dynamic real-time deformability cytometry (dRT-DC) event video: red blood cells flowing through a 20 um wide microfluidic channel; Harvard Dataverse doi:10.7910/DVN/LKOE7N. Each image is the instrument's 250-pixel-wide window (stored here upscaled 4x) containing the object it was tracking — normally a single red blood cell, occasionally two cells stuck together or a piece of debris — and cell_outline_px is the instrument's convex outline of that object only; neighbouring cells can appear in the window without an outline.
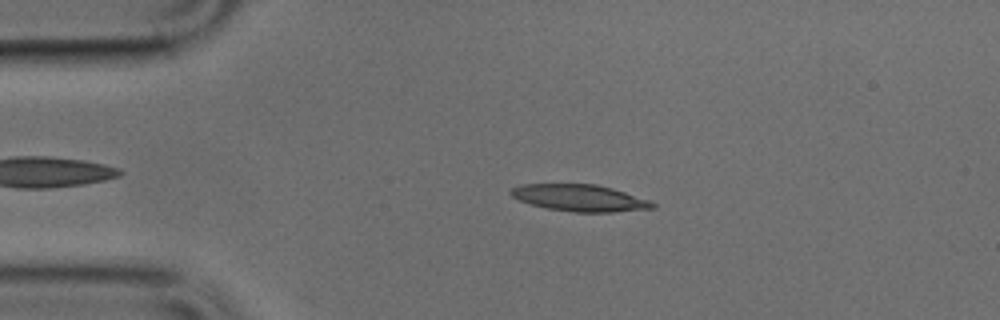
{"species": "common noctule bat (a hibernating species)", "species_latin": "Nyctalus noctula", "temperature_condition": "cold", "stored_images_in_passage": 47, "camera_frame_rate_fps": 3000, "um_per_image_px": 0.085, "animal": {"sex": "male", "body_mass_g": 17.9, "forearm_length_mm": 54.2}, "frame": {"image": 1, "passage_image": 9, "time_ms": 2.667, "image_size_px": [1000, 320], "cell_outline_px": [[656, 208], [612, 212], [572, 212], [548, 208], [532, 204], [520, 200], [512, 196], [508, 192], [512, 188], [520, 184], [596, 184], [612, 188], [648, 200], [656, 204]], "centroid_in_image_um": [49.27, 16.82], "position_along_channel_um": 35.7, "area_um2": 21.91}}
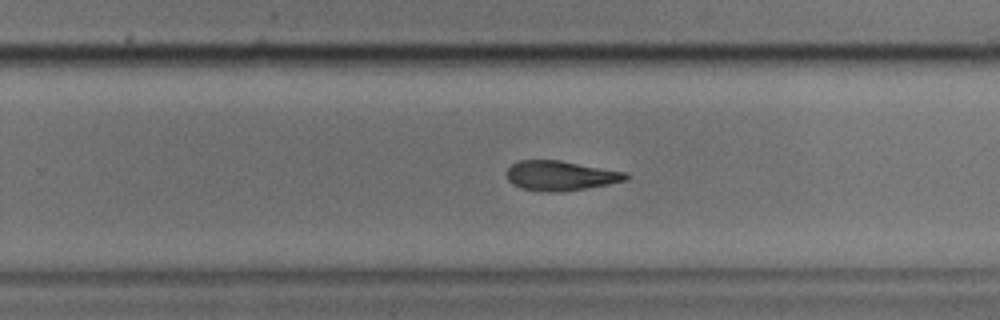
{"frame": {"image": 2, "passage_image": 30, "time_ms": 9.667, "image_size_px": [1000, 320], "cell_outline_px": [[632, 176], [628, 180], [608, 184], [564, 192], [548, 192], [520, 188], [512, 184], [508, 180], [508, 168], [512, 164], [520, 160], [560, 160], [628, 172]], "centroid_in_image_um": [47.7, 14.93], "position_along_channel_um": 282.1, "area_um2": 20.87}}
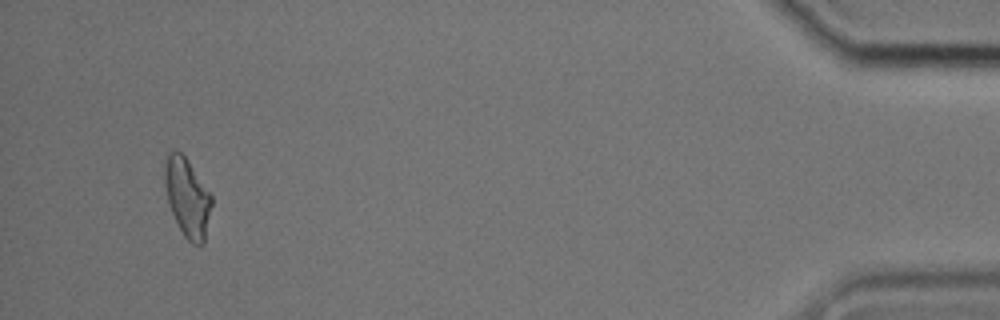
{"frame": {"image": 3, "passage_image": 46, "time_ms": 15.0, "image_size_px": [1000, 320], "cell_outline_px": [[212, 204], [204, 244], [192, 244], [184, 236], [172, 212], [168, 200], [164, 184], [164, 164], [168, 152], [180, 152], [188, 160], [212, 196]], "centroid_in_image_um": [15.92, 16.79], "position_along_channel_um": 419.3, "area_um2": 21.27}}